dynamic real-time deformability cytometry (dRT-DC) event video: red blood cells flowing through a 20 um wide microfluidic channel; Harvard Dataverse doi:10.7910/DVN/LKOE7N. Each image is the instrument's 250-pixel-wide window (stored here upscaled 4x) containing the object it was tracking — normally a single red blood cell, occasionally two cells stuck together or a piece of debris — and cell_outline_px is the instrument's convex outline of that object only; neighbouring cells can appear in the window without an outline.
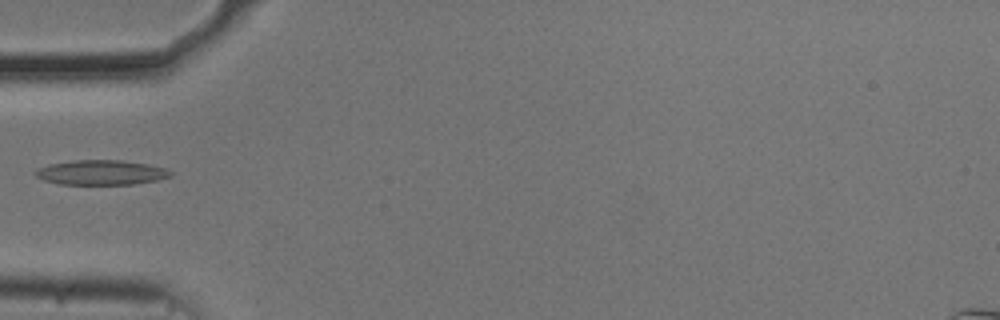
{"species": "common noctule bat (a hibernating species)", "species_latin": "Nyctalus noctula", "temperature_condition": "cold", "stored_images_in_passage": 37, "camera_frame_rate_fps": 3000, "um_per_image_px": 0.085, "animal": {"sex": "male", "body_mass_g": 20.5, "forearm_length_mm": 52.5}, "frame": {"image": 1, "passage_image": 1, "time_ms": 0.0, "image_size_px": [1000, 320], "cell_outline_px": [[172, 176], [156, 180], [132, 184], [60, 184], [44, 180], [36, 176], [32, 172], [36, 168], [48, 164], [72, 160], [120, 160], [148, 164], [164, 168], [172, 172]], "centroid_in_image_um": [8.54, 14.65], "position_along_channel_um": 76.5, "area_um2": 19.54}}
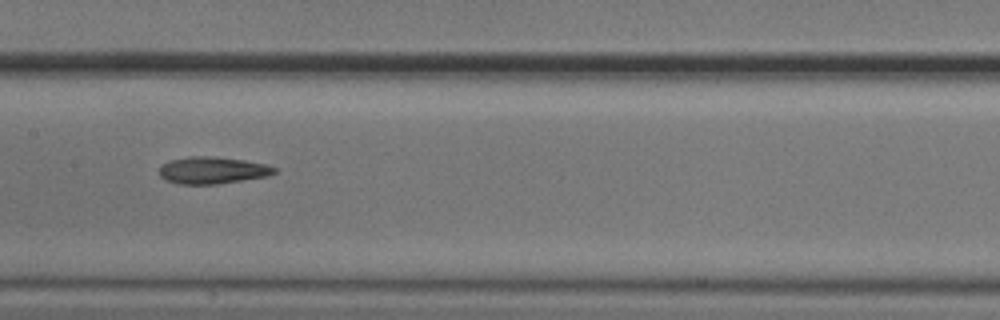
{"frame": {"image": 2, "passage_image": 10, "time_ms": 3.0, "image_size_px": [1000, 320], "cell_outline_px": [[276, 172], [268, 176], [216, 184], [180, 184], [164, 180], [160, 176], [160, 164], [172, 160], [192, 156], [212, 156], [244, 160], [264, 164], [276, 168]], "centroid_in_image_um": [18.03, 14.48], "position_along_channel_um": 189.4, "area_um2": 17.98}}
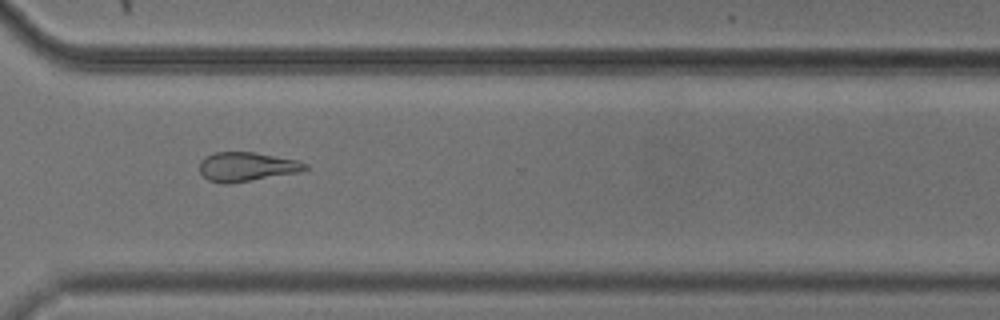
{"frame": {"image": 3, "passage_image": 23, "time_ms": 7.333, "image_size_px": [1000, 320], "cell_outline_px": [[308, 168], [300, 172], [228, 184], [224, 184], [208, 180], [200, 172], [200, 160], [204, 156], [216, 152], [252, 152], [296, 160], [308, 164]], "centroid_in_image_um": [20.94, 14.17], "position_along_channel_um": 349.7, "area_um2": 17.86}}